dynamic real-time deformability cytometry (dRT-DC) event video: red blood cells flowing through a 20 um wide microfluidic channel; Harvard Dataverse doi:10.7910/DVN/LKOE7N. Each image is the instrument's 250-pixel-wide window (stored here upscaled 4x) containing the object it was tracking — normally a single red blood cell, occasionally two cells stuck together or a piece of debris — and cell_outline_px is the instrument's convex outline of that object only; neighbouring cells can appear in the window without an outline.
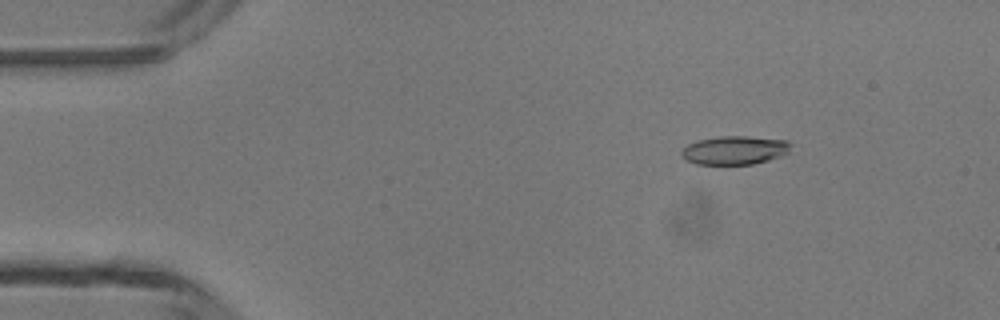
{"species": "common noctule bat (a hibernating species)", "species_latin": "Nyctalus noctula", "temperature_condition": "room temperature", "stored_images_in_passage": 5, "camera_frame_rate_fps": 3000, "um_per_image_px": 0.085, "animal": {"sex": "male", "body_mass_g": 13.3}, "frame": {"image": 1, "passage_image": 3, "time_ms": 2.0, "image_size_px": [1000, 320], "cell_outline_px": [[792, 144], [788, 152], [780, 156], [768, 160], [752, 164], [696, 164], [688, 160], [680, 152], [688, 144], [696, 140], [720, 136], [748, 136], [788, 140]], "centroid_in_image_um": [62.47, 12.75], "position_along_channel_um": 22.5, "area_um2": 18.15}}
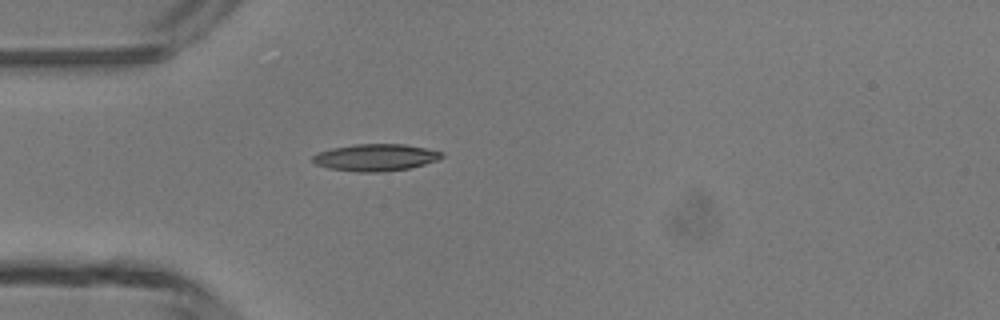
{"frame": {"image": 2, "passage_image": 5, "time_ms": 4.333, "image_size_px": [1000, 320], "cell_outline_px": [[444, 156], [436, 160], [424, 164], [408, 168], [380, 172], [356, 172], [328, 168], [316, 164], [312, 160], [312, 156], [316, 152], [332, 148], [356, 144], [404, 144], [444, 152]], "centroid_in_image_um": [31.89, 13.38], "position_along_channel_um": 53.1, "area_um2": 20.23}}